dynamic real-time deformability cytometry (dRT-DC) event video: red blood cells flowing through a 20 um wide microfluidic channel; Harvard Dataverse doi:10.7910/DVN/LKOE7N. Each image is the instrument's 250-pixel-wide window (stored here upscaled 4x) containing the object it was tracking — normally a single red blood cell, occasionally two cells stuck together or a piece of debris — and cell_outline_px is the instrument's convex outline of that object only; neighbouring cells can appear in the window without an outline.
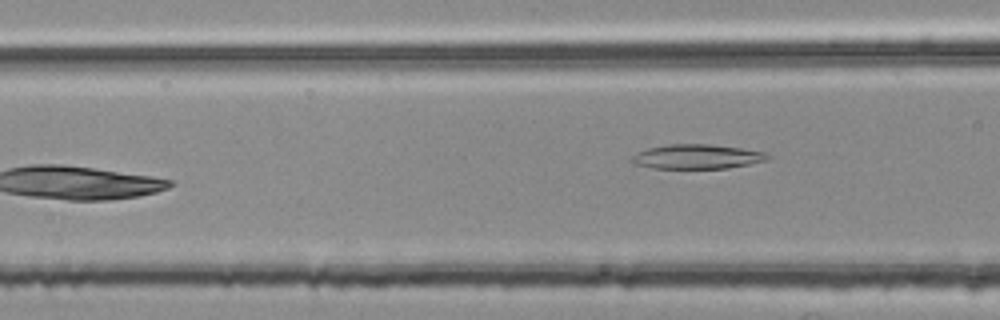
{"species": "common noctule bat (a hibernating species)", "species_latin": "Nyctalus noctula", "temperature_condition": "room temperature", "stored_images_in_passage": 6, "camera_frame_rate_fps": 3000, "um_per_image_px": 0.085, "animal": {"sex": "female", "body_mass_g": 25.1}, "frame": {"image": 1, "passage_image": 6, "time_ms": 1.667, "image_size_px": [1000, 320], "cell_outline_px": [[772, 156], [768, 160], [728, 168], [652, 168], [636, 164], [628, 160], [636, 152], [648, 148], [668, 144], [712, 144], [768, 152]], "centroid_in_image_um": [59.26, 13.31], "position_along_channel_um": 107.3, "area_um2": 19.54}}